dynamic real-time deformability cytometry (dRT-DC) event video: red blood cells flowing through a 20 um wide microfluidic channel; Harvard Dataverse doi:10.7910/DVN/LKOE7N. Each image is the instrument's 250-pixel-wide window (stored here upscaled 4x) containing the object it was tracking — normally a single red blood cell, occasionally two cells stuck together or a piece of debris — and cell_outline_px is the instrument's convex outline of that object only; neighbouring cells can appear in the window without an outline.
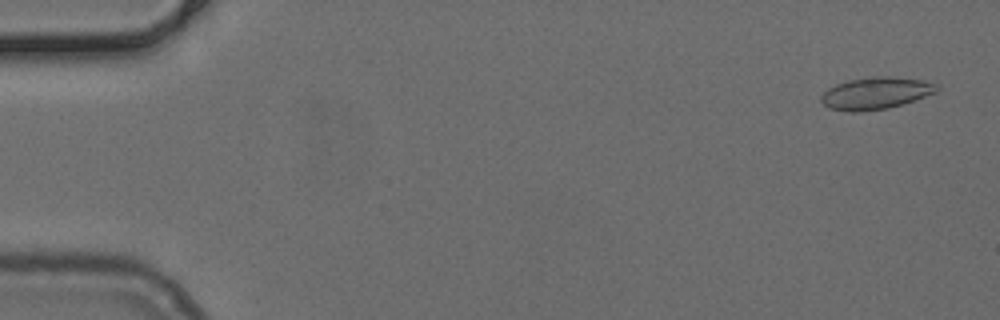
{"species": "common noctule bat (a hibernating species)", "species_latin": "Nyctalus noctula", "temperature_condition": "cold", "stored_images_in_passage": 51, "camera_frame_rate_fps": 3000, "um_per_image_px": 0.085, "animal": {"sex": "female", "body_mass_g": 24.6, "forearm_length_mm": 56.2}, "frame": {"image": 1, "passage_image": 2, "time_ms": 0.333, "image_size_px": [1000, 320], "cell_outline_px": [[940, 88], [936, 92], [888, 108], [860, 112], [852, 112], [828, 108], [820, 100], [820, 96], [828, 88], [836, 84], [848, 80], [872, 76], [888, 76], [920, 80], [940, 84]], "centroid_in_image_um": [74.41, 7.92], "position_along_channel_um": 10.6, "area_um2": 21.5}}
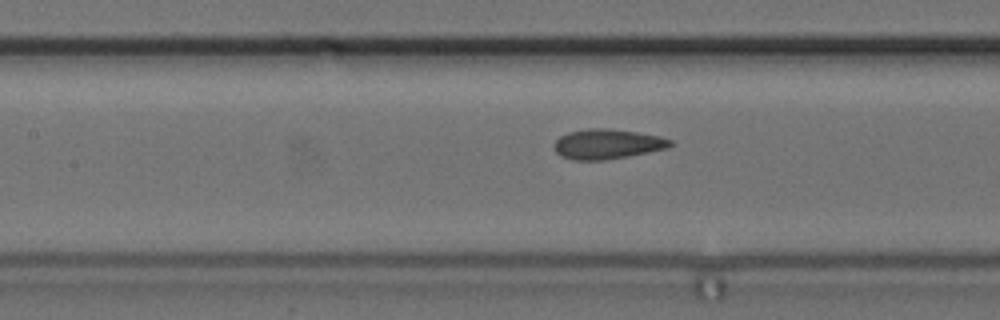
{"frame": {"image": 2, "passage_image": 23, "time_ms": 7.333, "image_size_px": [1000, 320], "cell_outline_px": [[672, 144], [668, 148], [628, 156], [604, 160], [572, 160], [560, 156], [556, 152], [552, 144], [560, 136], [568, 132], [588, 128], [608, 128], [636, 132], [660, 136], [672, 140]], "centroid_in_image_um": [51.58, 12.24], "position_along_channel_um": 155.8, "area_um2": 20.35}}
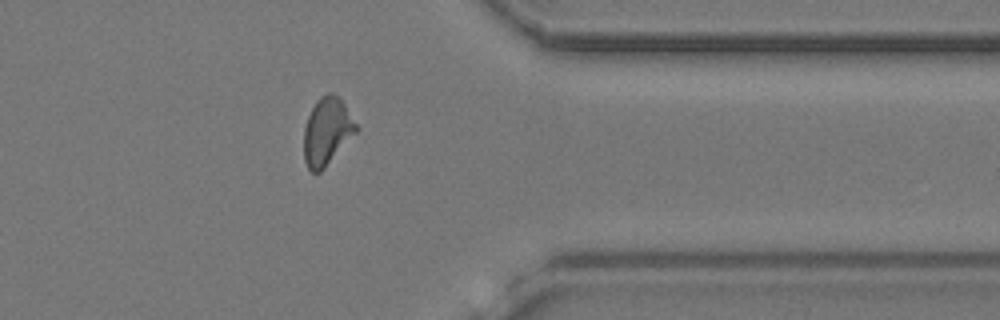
{"frame": {"image": 3, "passage_image": 41, "time_ms": 13.333, "image_size_px": [1000, 320], "cell_outline_px": [[360, 128], [324, 168], [320, 172], [312, 172], [308, 168], [304, 160], [304, 128], [308, 116], [316, 100], [320, 96], [328, 92], [332, 92], [344, 104]], "centroid_in_image_um": [27.79, 11.16], "position_along_channel_um": 383.6, "area_um2": 20.4}}